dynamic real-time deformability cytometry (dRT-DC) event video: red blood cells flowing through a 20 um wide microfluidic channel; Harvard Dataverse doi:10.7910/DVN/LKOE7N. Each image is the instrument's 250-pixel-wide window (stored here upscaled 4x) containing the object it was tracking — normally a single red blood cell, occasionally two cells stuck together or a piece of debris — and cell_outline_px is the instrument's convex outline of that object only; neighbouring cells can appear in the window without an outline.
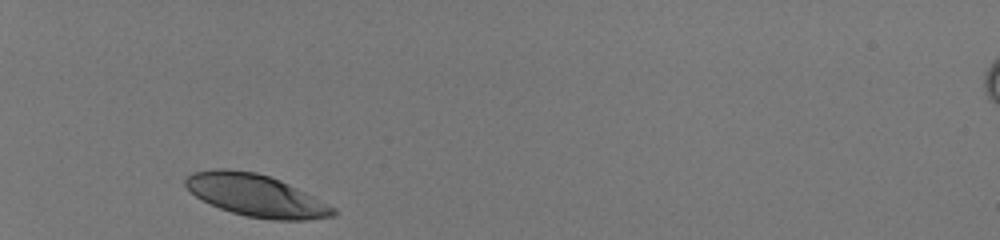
{"species": "human", "species_latin": "Homo sapiens", "temperature_condition": "room temperature", "stored_images_in_passage": 29, "camera_frame_rate_fps": 3000, "um_per_image_px": 0.085, "donor": {"sex": "male"}, "frame": {"image": 1, "passage_image": 1, "time_ms": 0.0, "image_size_px": [1000, 240], "cell_outline_px": [[336, 216], [304, 220], [272, 220], [248, 216], [232, 212], [220, 208], [196, 196], [184, 184], [184, 180], [192, 172], [212, 168], [224, 168], [256, 172], [280, 180], [336, 208]], "centroid_in_image_um": [21.75, 16.6], "position_along_channel_um": 63.3, "area_um2": 35.89}}
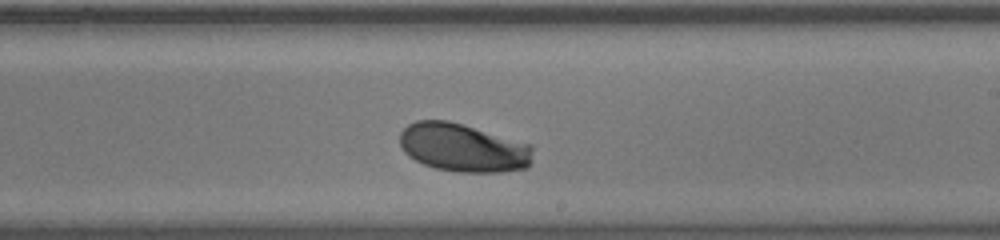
{"frame": {"image": 2, "passage_image": 17, "time_ms": 5.333, "image_size_px": [1000, 240], "cell_outline_px": [[532, 164], [528, 168], [504, 172], [456, 172], [436, 168], [424, 164], [408, 156], [404, 152], [400, 144], [400, 132], [408, 124], [416, 120], [448, 120], [532, 144]], "centroid_in_image_um": [39.39, 12.56], "position_along_channel_um": 249.6, "area_um2": 37.8}}
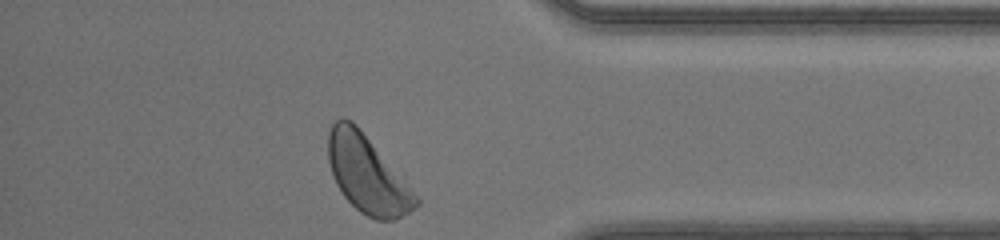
{"frame": {"image": 3, "passage_image": 29, "time_ms": 9.333, "image_size_px": [1000, 240], "cell_outline_px": [[420, 204], [396, 220], [376, 220], [360, 212], [344, 196], [336, 184], [332, 176], [328, 160], [328, 132], [332, 124], [336, 120], [352, 120], [356, 124], [420, 200]], "centroid_in_image_um": [31.18, 14.84], "position_along_channel_um": 404.0, "area_um2": 38.61}, "authors_computed_cell_mechanics": {"area_um2": 37.57, "velocity_mm_per_s": 4.0738, "shape_relaxation_time_tau1_ms": 2.3455, "shape_relaxation_time_tau2_ms": null, "deformation_change_tau1": 0.1385, "deformation_change_tau2": null}}